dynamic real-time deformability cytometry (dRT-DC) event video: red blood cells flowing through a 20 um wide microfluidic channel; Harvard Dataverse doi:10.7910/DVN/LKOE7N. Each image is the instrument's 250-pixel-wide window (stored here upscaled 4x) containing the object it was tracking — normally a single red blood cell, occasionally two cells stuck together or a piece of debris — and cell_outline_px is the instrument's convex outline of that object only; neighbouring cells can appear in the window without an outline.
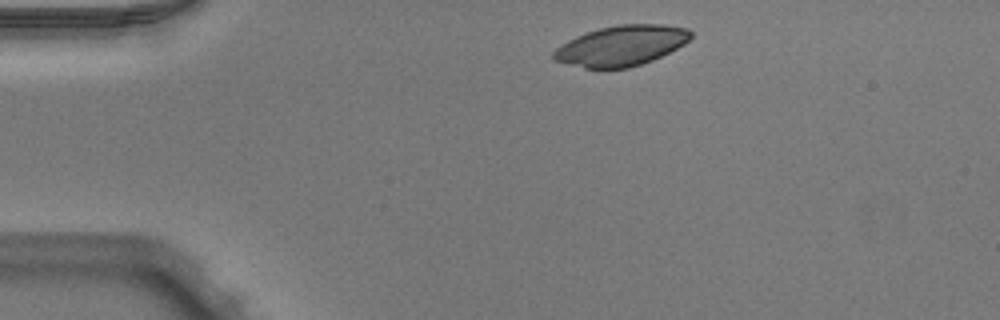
{"species": "Egyptian fruit bat (a non-hibernating species)", "species_latin": "Rousettus aegyptiacus", "temperature_condition": "warm", "stored_images_in_passage": 42, "camera_frame_rate_fps": 3000, "um_per_image_px": 0.085, "animal": {"sex": "male"}, "frame": {"image": 1, "passage_image": 1, "time_ms": 0.0, "image_size_px": [1000, 320], "cell_outline_px": [[692, 36], [684, 44], [652, 60], [628, 68], [584, 68], [552, 60], [552, 52], [556, 48], [568, 40], [576, 36], [600, 28], [616, 24], [664, 24], [688, 28], [692, 32]], "centroid_in_image_um": [52.79, 3.87], "position_along_channel_um": 32.2, "area_um2": 32.14}}
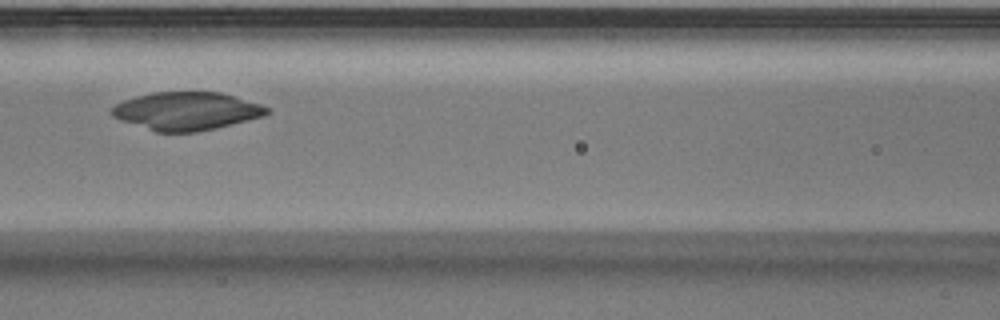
{"frame": {"image": 2, "passage_image": 14, "time_ms": 4.333, "image_size_px": [1000, 320], "cell_outline_px": [[268, 112], [264, 116], [216, 128], [196, 132], [156, 132], [120, 120], [112, 116], [112, 108], [116, 104], [124, 100], [136, 96], [152, 92], [220, 92], [260, 104], [268, 108]], "centroid_in_image_um": [15.83, 9.44], "position_along_channel_um": 150.8, "area_um2": 34.16}}
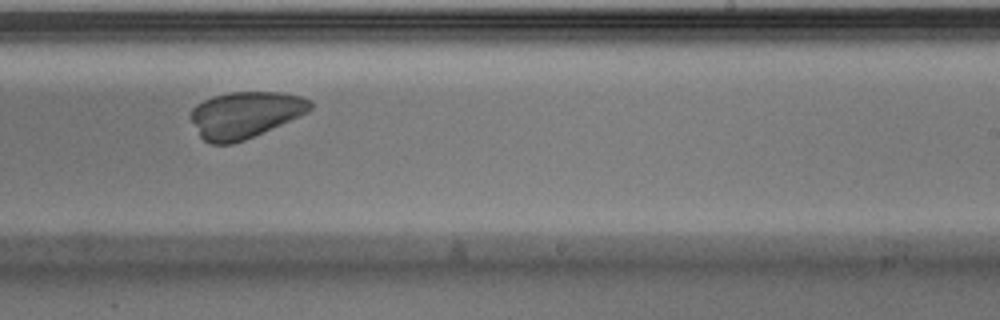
{"frame": {"image": 3, "passage_image": 23, "time_ms": 7.333, "image_size_px": [1000, 320], "cell_outline_px": [[312, 108], [308, 112], [244, 140], [232, 144], [212, 144], [204, 140], [200, 136], [188, 116], [192, 108], [196, 104], [212, 96], [228, 92], [280, 92], [300, 96], [312, 100]], "centroid_in_image_um": [20.79, 9.74], "position_along_channel_um": 268.2, "area_um2": 32.31}}